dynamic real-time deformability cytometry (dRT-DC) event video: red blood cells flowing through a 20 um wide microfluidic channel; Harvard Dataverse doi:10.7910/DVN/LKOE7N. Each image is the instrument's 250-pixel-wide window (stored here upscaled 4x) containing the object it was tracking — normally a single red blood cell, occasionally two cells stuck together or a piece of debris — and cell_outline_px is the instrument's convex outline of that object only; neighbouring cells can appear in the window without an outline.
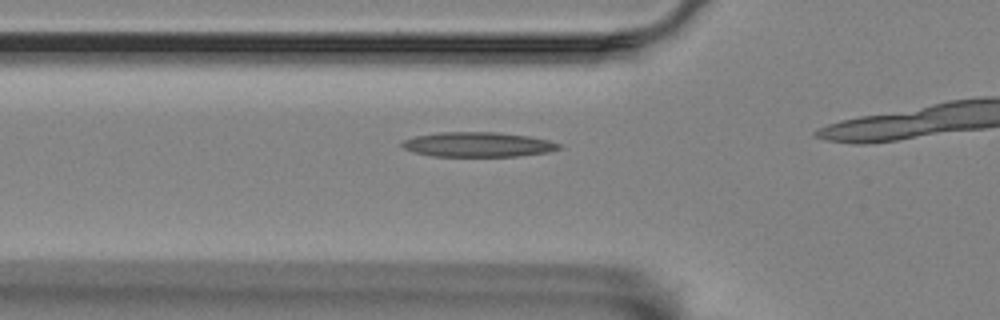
{"species": "Egyptian fruit bat (a non-hibernating species)", "species_latin": "Rousettus aegyptiacus", "temperature_condition": "room temperature", "stored_images_in_passage": 7, "camera_frame_rate_fps": 3000, "um_per_image_px": 0.085, "animal": {"sex": "female"}, "frame": {"image": 1, "passage_image": 2, "time_ms": 0.333, "image_size_px": [1000, 320], "cell_outline_px": [[564, 148], [548, 152], [516, 156], [432, 156], [412, 152], [404, 148], [400, 144], [404, 140], [416, 136], [440, 132], [496, 132], [528, 136], [548, 140], [560, 144]], "centroid_in_image_um": [40.63, 12.28], "position_along_channel_um": 85.2, "area_um2": 22.6}}